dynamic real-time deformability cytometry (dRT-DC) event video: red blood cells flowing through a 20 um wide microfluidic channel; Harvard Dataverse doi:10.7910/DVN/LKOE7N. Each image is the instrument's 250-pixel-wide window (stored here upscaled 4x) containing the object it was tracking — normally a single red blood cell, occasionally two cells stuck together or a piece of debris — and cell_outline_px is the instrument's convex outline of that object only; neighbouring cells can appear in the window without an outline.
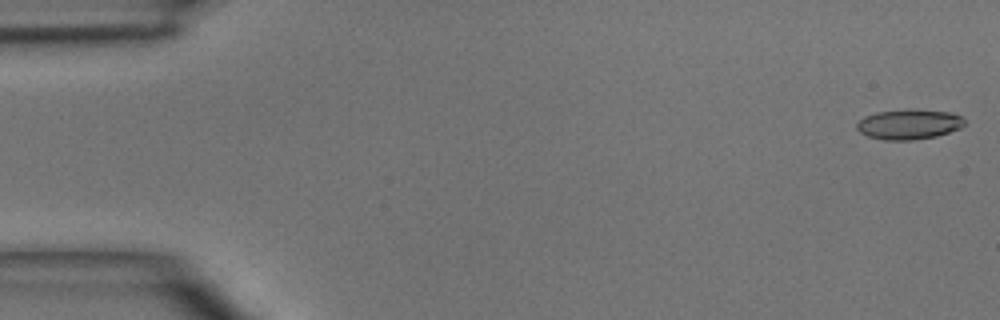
{"species": "common noctule bat (a hibernating species)", "species_latin": "Nyctalus noctula", "temperature_condition": "room temperature", "stored_images_in_passage": 4, "camera_frame_rate_fps": 3000, "um_per_image_px": 0.085, "animal": {"sex": "male", "body_mass_g": 15.6}, "frame": {"image": 1, "passage_image": 1, "time_ms": 0.0, "image_size_px": [1000, 320], "cell_outline_px": [[964, 124], [960, 128], [936, 136], [912, 140], [884, 140], [868, 136], [860, 132], [856, 128], [856, 124], [864, 116], [876, 112], [952, 112], [960, 116], [964, 120]], "centroid_in_image_um": [77.22, 10.62], "position_along_channel_um": 7.8, "area_um2": 17.92}}